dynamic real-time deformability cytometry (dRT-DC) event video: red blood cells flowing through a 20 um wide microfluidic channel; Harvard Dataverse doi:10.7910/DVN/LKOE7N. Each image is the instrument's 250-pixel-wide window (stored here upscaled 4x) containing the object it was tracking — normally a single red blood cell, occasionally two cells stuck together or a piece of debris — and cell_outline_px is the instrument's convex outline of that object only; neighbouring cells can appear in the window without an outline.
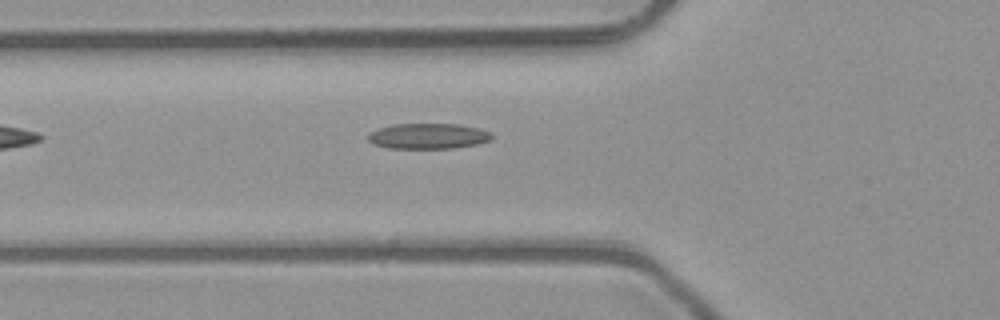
{"species": "common noctule bat (a hibernating species)", "species_latin": "Nyctalus noctula", "temperature_condition": "room temperature", "stored_images_in_passage": 5, "camera_frame_rate_fps": 3000, "um_per_image_px": 0.085, "animal": {"sex": "male", "body_mass_g": 23.1, "forearm_length_mm": 52.7}, "frame": {"image": 1, "passage_image": 5, "time_ms": 1.333, "image_size_px": [1000, 320], "cell_outline_px": [[492, 140], [476, 144], [456, 148], [388, 148], [376, 144], [368, 140], [368, 132], [392, 124], [456, 124], [480, 128], [492, 132]], "centroid_in_image_um": [36.43, 11.56], "position_along_channel_um": 89.4, "area_um2": 18.44}}